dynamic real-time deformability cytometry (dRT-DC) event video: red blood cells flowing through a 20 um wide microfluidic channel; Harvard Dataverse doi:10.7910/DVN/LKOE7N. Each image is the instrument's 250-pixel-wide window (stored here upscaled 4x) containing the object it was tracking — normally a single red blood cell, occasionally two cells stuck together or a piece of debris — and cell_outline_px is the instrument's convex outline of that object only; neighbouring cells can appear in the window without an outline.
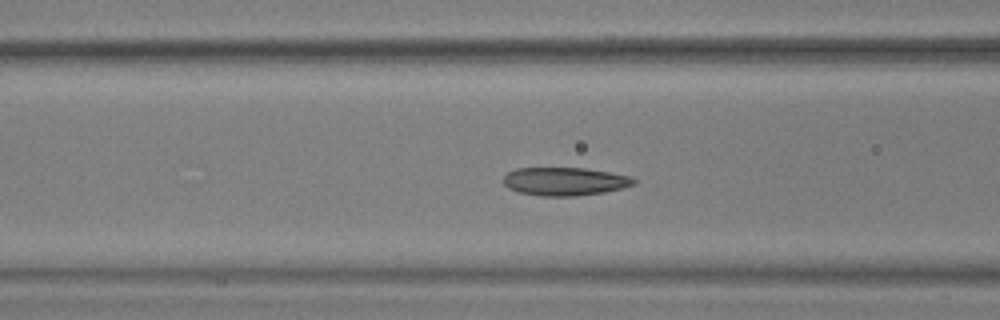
{"species": "common noctule bat (a hibernating species)", "species_latin": "Nyctalus noctula", "temperature_condition": "warm", "stored_images_in_passage": 57, "camera_frame_rate_fps": 3000, "um_per_image_px": 0.085, "animal": {"sex": "male", "body_mass_g": 17.9, "forearm_length_mm": 54.2}, "frame": {"image": 1, "passage_image": 23, "time_ms": 7.333, "image_size_px": [1000, 320], "cell_outline_px": [[636, 184], [604, 192], [576, 196], [540, 196], [520, 192], [508, 188], [504, 184], [504, 176], [508, 172], [516, 168], [584, 168], [608, 172], [628, 176], [636, 180]], "centroid_in_image_um": [47.98, 15.42], "position_along_channel_um": 118.6, "area_um2": 21.27}}
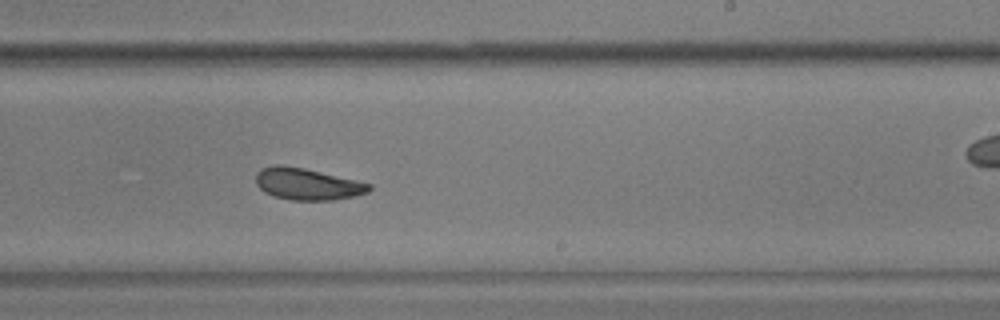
{"frame": {"image": 2, "passage_image": 35, "time_ms": 11.333, "image_size_px": [1000, 320], "cell_outline_px": [[372, 188], [368, 192], [356, 196], [332, 200], [288, 200], [272, 196], [264, 192], [256, 184], [256, 172], [260, 168], [276, 164], [280, 164], [304, 168], [356, 180], [372, 184]], "centroid_in_image_um": [26.1, 15.64], "position_along_channel_um": 262.9, "area_um2": 21.15}}
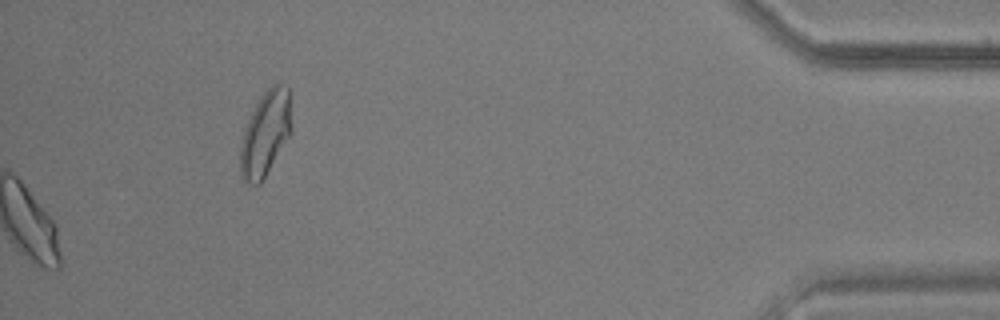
{"frame": {"image": 3, "passage_image": 57, "time_ms": 18.667, "image_size_px": [1000, 320], "cell_outline_px": [[292, 132], [260, 184], [252, 184], [244, 180], [240, 172], [240, 148], [244, 128], [260, 96], [272, 84], [280, 84], [288, 88], [292, 128]], "centroid_in_image_um": [22.56, 11.35], "position_along_channel_um": 412.6, "area_um2": 25.09}, "authors_computed_cell_mechanics": {"area_um2": 21.7906, "velocity_mm_per_s": 3.6109, "shape_relaxation_time_tau1_ms": 3.4097, "shape_relaxation_time_tau2_ms": 1.945, "deformation_change_tau1": 0.1151, "deformation_change_tau2": 0.0662}}